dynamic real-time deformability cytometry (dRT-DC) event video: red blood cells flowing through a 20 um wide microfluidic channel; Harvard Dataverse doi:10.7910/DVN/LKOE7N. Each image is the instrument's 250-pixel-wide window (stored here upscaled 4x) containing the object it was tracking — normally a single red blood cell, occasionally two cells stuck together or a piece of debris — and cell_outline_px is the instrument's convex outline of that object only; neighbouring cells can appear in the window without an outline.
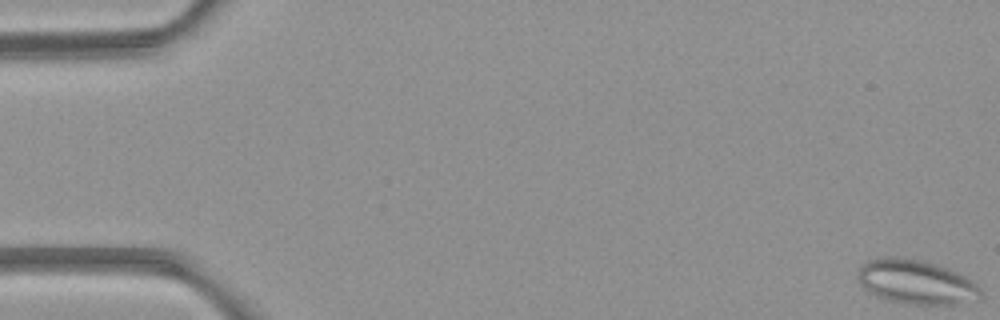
{"species": "common noctule bat (a hibernating species)", "species_latin": "Nyctalus noctula", "temperature_condition": "room temperature", "stored_images_in_passage": 5, "camera_frame_rate_fps": 3000, "um_per_image_px": 0.085, "animal": {"sex": "female", "body_mass_g": 21.9}, "frame": {"image": 1, "passage_image": 1, "time_ms": 0.0, "image_size_px": [1000, 320], "cell_outline_px": [[980, 296], [956, 304], [908, 304], [884, 300], [868, 292], [856, 280], [856, 276], [860, 264], [868, 260], [880, 256], [904, 256], [924, 260], [948, 268], [972, 280], [980, 288]], "centroid_in_image_um": [77.75, 23.93], "position_along_channel_um": 7.2, "area_um2": 32.14}}